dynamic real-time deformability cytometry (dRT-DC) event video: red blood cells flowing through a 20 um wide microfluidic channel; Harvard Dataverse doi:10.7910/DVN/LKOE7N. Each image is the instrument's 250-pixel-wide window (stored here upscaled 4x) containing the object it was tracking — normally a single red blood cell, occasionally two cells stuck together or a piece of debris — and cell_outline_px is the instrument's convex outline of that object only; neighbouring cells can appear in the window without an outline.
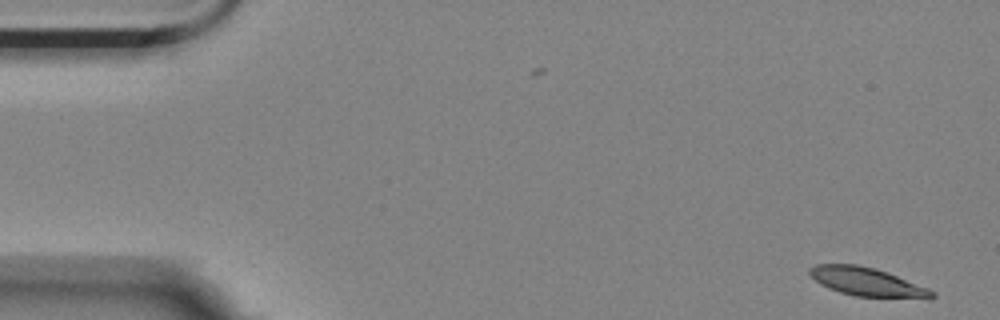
{"species": "Egyptian fruit bat (a non-hibernating species)", "species_latin": "Rousettus aegyptiacus", "temperature_condition": "room temperature", "stored_images_in_passage": 5, "camera_frame_rate_fps": 3000, "um_per_image_px": 0.085, "animal": {"sex": "female"}, "frame": {"image": 1, "passage_image": 1, "time_ms": 0.0, "image_size_px": [1000, 320], "cell_outline_px": [[936, 296], [932, 300], [928, 300], [856, 296], [840, 292], [828, 288], [820, 284], [808, 272], [808, 268], [816, 264], [856, 264], [876, 268], [888, 272], [928, 288], [936, 292]], "centroid_in_image_um": [73.79, 23.98], "position_along_channel_um": 11.2, "area_um2": 20.87}}